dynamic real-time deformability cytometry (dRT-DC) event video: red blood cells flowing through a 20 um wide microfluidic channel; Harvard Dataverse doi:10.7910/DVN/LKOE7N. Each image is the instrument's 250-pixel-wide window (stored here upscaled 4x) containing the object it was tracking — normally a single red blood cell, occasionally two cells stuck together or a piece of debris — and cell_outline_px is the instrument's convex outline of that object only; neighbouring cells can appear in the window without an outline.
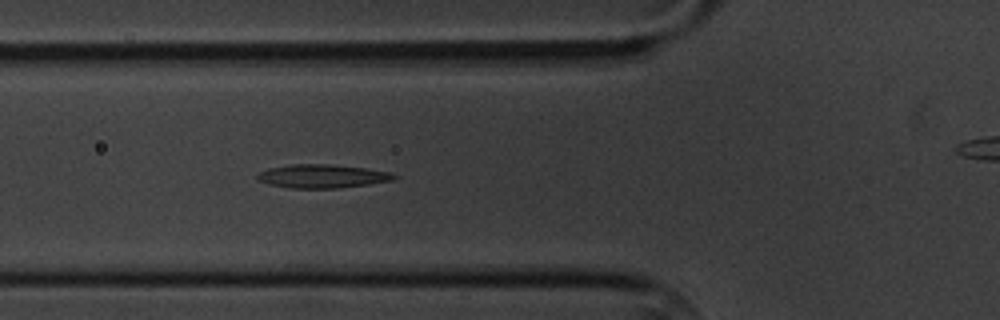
{"species": "common noctule bat (a hibernating species)", "species_latin": "Nyctalus noctula", "temperature_condition": "cold", "stored_images_in_passage": 8, "camera_frame_rate_fps": 3000, "um_per_image_px": 0.085, "animal": {"sex": "male", "body_mass_g": 20.1, "forearm_length_mm": 53.5}, "frame": {"image": 1, "passage_image": 7, "time_ms": 6.667, "image_size_px": [1000, 320], "cell_outline_px": [[396, 176], [392, 180], [368, 184], [340, 188], [288, 188], [268, 184], [260, 180], [256, 176], [260, 172], [268, 168], [292, 164], [332, 164], [364, 168], [392, 172]], "centroid_in_image_um": [27.38, 14.97], "position_along_channel_um": 98.4, "area_um2": 18.67}}